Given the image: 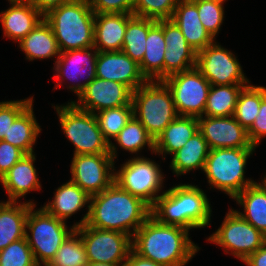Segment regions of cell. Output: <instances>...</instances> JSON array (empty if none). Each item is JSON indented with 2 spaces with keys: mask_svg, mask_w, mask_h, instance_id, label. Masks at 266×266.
<instances>
[{
  "mask_svg": "<svg viewBox=\"0 0 266 266\" xmlns=\"http://www.w3.org/2000/svg\"><path fill=\"white\" fill-rule=\"evenodd\" d=\"M151 207L113 182L107 189L90 197L86 224L102 230H115L131 238L151 215Z\"/></svg>",
  "mask_w": 266,
  "mask_h": 266,
  "instance_id": "obj_1",
  "label": "cell"
},
{
  "mask_svg": "<svg viewBox=\"0 0 266 266\" xmlns=\"http://www.w3.org/2000/svg\"><path fill=\"white\" fill-rule=\"evenodd\" d=\"M132 249L163 266H185L199 251L189 230L158 222L151 215L132 237Z\"/></svg>",
  "mask_w": 266,
  "mask_h": 266,
  "instance_id": "obj_2",
  "label": "cell"
},
{
  "mask_svg": "<svg viewBox=\"0 0 266 266\" xmlns=\"http://www.w3.org/2000/svg\"><path fill=\"white\" fill-rule=\"evenodd\" d=\"M197 185L177 184L163 191L151 206V216L158 222L184 227L204 228L211 220V205Z\"/></svg>",
  "mask_w": 266,
  "mask_h": 266,
  "instance_id": "obj_3",
  "label": "cell"
},
{
  "mask_svg": "<svg viewBox=\"0 0 266 266\" xmlns=\"http://www.w3.org/2000/svg\"><path fill=\"white\" fill-rule=\"evenodd\" d=\"M57 40L60 52L94 45L95 13L88 0H74L44 15Z\"/></svg>",
  "mask_w": 266,
  "mask_h": 266,
  "instance_id": "obj_4",
  "label": "cell"
},
{
  "mask_svg": "<svg viewBox=\"0 0 266 266\" xmlns=\"http://www.w3.org/2000/svg\"><path fill=\"white\" fill-rule=\"evenodd\" d=\"M133 116L154 139L179 115L172 93L163 81H147L132 92Z\"/></svg>",
  "mask_w": 266,
  "mask_h": 266,
  "instance_id": "obj_5",
  "label": "cell"
},
{
  "mask_svg": "<svg viewBox=\"0 0 266 266\" xmlns=\"http://www.w3.org/2000/svg\"><path fill=\"white\" fill-rule=\"evenodd\" d=\"M256 148H219L210 149L204 173L211 188H216L234 199L246 187L256 181L245 180L248 158Z\"/></svg>",
  "mask_w": 266,
  "mask_h": 266,
  "instance_id": "obj_6",
  "label": "cell"
},
{
  "mask_svg": "<svg viewBox=\"0 0 266 266\" xmlns=\"http://www.w3.org/2000/svg\"><path fill=\"white\" fill-rule=\"evenodd\" d=\"M55 108L63 133L75 146L74 155L110 154L95 114L77 108L72 102Z\"/></svg>",
  "mask_w": 266,
  "mask_h": 266,
  "instance_id": "obj_7",
  "label": "cell"
},
{
  "mask_svg": "<svg viewBox=\"0 0 266 266\" xmlns=\"http://www.w3.org/2000/svg\"><path fill=\"white\" fill-rule=\"evenodd\" d=\"M35 207L36 204L29 209L25 237L37 265L48 266L63 242L76 228L70 226L72 228L68 229L66 222L49 214L43 207L38 210Z\"/></svg>",
  "mask_w": 266,
  "mask_h": 266,
  "instance_id": "obj_8",
  "label": "cell"
},
{
  "mask_svg": "<svg viewBox=\"0 0 266 266\" xmlns=\"http://www.w3.org/2000/svg\"><path fill=\"white\" fill-rule=\"evenodd\" d=\"M164 178L160 165L154 160L136 156L123 163L117 172L115 170L114 182L151 207L160 196Z\"/></svg>",
  "mask_w": 266,
  "mask_h": 266,
  "instance_id": "obj_9",
  "label": "cell"
},
{
  "mask_svg": "<svg viewBox=\"0 0 266 266\" xmlns=\"http://www.w3.org/2000/svg\"><path fill=\"white\" fill-rule=\"evenodd\" d=\"M242 262L266 243V236L244 220L234 209H229L221 226L208 237Z\"/></svg>",
  "mask_w": 266,
  "mask_h": 266,
  "instance_id": "obj_10",
  "label": "cell"
},
{
  "mask_svg": "<svg viewBox=\"0 0 266 266\" xmlns=\"http://www.w3.org/2000/svg\"><path fill=\"white\" fill-rule=\"evenodd\" d=\"M163 82L172 93L179 116H203L211 84L196 67L173 74Z\"/></svg>",
  "mask_w": 266,
  "mask_h": 266,
  "instance_id": "obj_11",
  "label": "cell"
},
{
  "mask_svg": "<svg viewBox=\"0 0 266 266\" xmlns=\"http://www.w3.org/2000/svg\"><path fill=\"white\" fill-rule=\"evenodd\" d=\"M81 236L89 262L123 264L132 249V238L123 232L87 224L75 229Z\"/></svg>",
  "mask_w": 266,
  "mask_h": 266,
  "instance_id": "obj_12",
  "label": "cell"
},
{
  "mask_svg": "<svg viewBox=\"0 0 266 266\" xmlns=\"http://www.w3.org/2000/svg\"><path fill=\"white\" fill-rule=\"evenodd\" d=\"M197 70L211 85L249 84L237 57L216 41L196 54Z\"/></svg>",
  "mask_w": 266,
  "mask_h": 266,
  "instance_id": "obj_13",
  "label": "cell"
},
{
  "mask_svg": "<svg viewBox=\"0 0 266 266\" xmlns=\"http://www.w3.org/2000/svg\"><path fill=\"white\" fill-rule=\"evenodd\" d=\"M114 163L111 154L73 155L70 180L89 196L99 194L114 182Z\"/></svg>",
  "mask_w": 266,
  "mask_h": 266,
  "instance_id": "obj_14",
  "label": "cell"
},
{
  "mask_svg": "<svg viewBox=\"0 0 266 266\" xmlns=\"http://www.w3.org/2000/svg\"><path fill=\"white\" fill-rule=\"evenodd\" d=\"M97 57L98 51L94 47L61 52L58 59L54 61L53 69L56 72L54 78L57 80L55 88L61 87V83L65 79L75 80L76 82L78 79L80 80V78L86 76V82L83 81L81 83V81H78L76 84H68L67 89L69 88L78 96L85 86L96 78Z\"/></svg>",
  "mask_w": 266,
  "mask_h": 266,
  "instance_id": "obj_15",
  "label": "cell"
},
{
  "mask_svg": "<svg viewBox=\"0 0 266 266\" xmlns=\"http://www.w3.org/2000/svg\"><path fill=\"white\" fill-rule=\"evenodd\" d=\"M77 100L71 102L77 108L95 114L104 109L129 105L132 101V91L122 83L96 77L85 86Z\"/></svg>",
  "mask_w": 266,
  "mask_h": 266,
  "instance_id": "obj_16",
  "label": "cell"
},
{
  "mask_svg": "<svg viewBox=\"0 0 266 266\" xmlns=\"http://www.w3.org/2000/svg\"><path fill=\"white\" fill-rule=\"evenodd\" d=\"M198 130L206 139L210 149L256 148L248 137L247 130L234 116L198 118Z\"/></svg>",
  "mask_w": 266,
  "mask_h": 266,
  "instance_id": "obj_17",
  "label": "cell"
},
{
  "mask_svg": "<svg viewBox=\"0 0 266 266\" xmlns=\"http://www.w3.org/2000/svg\"><path fill=\"white\" fill-rule=\"evenodd\" d=\"M96 77L122 83L132 92L148 81L139 64L123 51L98 52Z\"/></svg>",
  "mask_w": 266,
  "mask_h": 266,
  "instance_id": "obj_18",
  "label": "cell"
},
{
  "mask_svg": "<svg viewBox=\"0 0 266 266\" xmlns=\"http://www.w3.org/2000/svg\"><path fill=\"white\" fill-rule=\"evenodd\" d=\"M163 35L166 44L164 79L195 68L197 52L187 43L181 30L171 19H163Z\"/></svg>",
  "mask_w": 266,
  "mask_h": 266,
  "instance_id": "obj_19",
  "label": "cell"
},
{
  "mask_svg": "<svg viewBox=\"0 0 266 266\" xmlns=\"http://www.w3.org/2000/svg\"><path fill=\"white\" fill-rule=\"evenodd\" d=\"M8 1L11 7L1 11L0 23L4 37L19 42L44 19V15L28 0Z\"/></svg>",
  "mask_w": 266,
  "mask_h": 266,
  "instance_id": "obj_20",
  "label": "cell"
},
{
  "mask_svg": "<svg viewBox=\"0 0 266 266\" xmlns=\"http://www.w3.org/2000/svg\"><path fill=\"white\" fill-rule=\"evenodd\" d=\"M54 193V198L51 201L46 202L42 206L49 214L66 222L68 218L86 207L87 212L84 217L73 224L74 228L81 227L86 224L89 215L90 197L85 191H83L77 184L71 180L58 187Z\"/></svg>",
  "mask_w": 266,
  "mask_h": 266,
  "instance_id": "obj_21",
  "label": "cell"
},
{
  "mask_svg": "<svg viewBox=\"0 0 266 266\" xmlns=\"http://www.w3.org/2000/svg\"><path fill=\"white\" fill-rule=\"evenodd\" d=\"M133 14L95 13L94 45L98 52L122 51L127 22Z\"/></svg>",
  "mask_w": 266,
  "mask_h": 266,
  "instance_id": "obj_22",
  "label": "cell"
},
{
  "mask_svg": "<svg viewBox=\"0 0 266 266\" xmlns=\"http://www.w3.org/2000/svg\"><path fill=\"white\" fill-rule=\"evenodd\" d=\"M35 153L25 154L1 179L8 201H15L30 191H38L41 184L34 166Z\"/></svg>",
  "mask_w": 266,
  "mask_h": 266,
  "instance_id": "obj_23",
  "label": "cell"
},
{
  "mask_svg": "<svg viewBox=\"0 0 266 266\" xmlns=\"http://www.w3.org/2000/svg\"><path fill=\"white\" fill-rule=\"evenodd\" d=\"M171 20L179 27L187 43L196 52L215 42L202 25L197 5L192 0H179Z\"/></svg>",
  "mask_w": 266,
  "mask_h": 266,
  "instance_id": "obj_24",
  "label": "cell"
},
{
  "mask_svg": "<svg viewBox=\"0 0 266 266\" xmlns=\"http://www.w3.org/2000/svg\"><path fill=\"white\" fill-rule=\"evenodd\" d=\"M18 201H0V251L26 235L28 212L35 203Z\"/></svg>",
  "mask_w": 266,
  "mask_h": 266,
  "instance_id": "obj_25",
  "label": "cell"
},
{
  "mask_svg": "<svg viewBox=\"0 0 266 266\" xmlns=\"http://www.w3.org/2000/svg\"><path fill=\"white\" fill-rule=\"evenodd\" d=\"M166 52L165 38L163 35V19L148 31L146 50L139 64L141 73L148 81L164 80V54Z\"/></svg>",
  "mask_w": 266,
  "mask_h": 266,
  "instance_id": "obj_26",
  "label": "cell"
},
{
  "mask_svg": "<svg viewBox=\"0 0 266 266\" xmlns=\"http://www.w3.org/2000/svg\"><path fill=\"white\" fill-rule=\"evenodd\" d=\"M198 131V118L178 116L155 140V153L164 155L174 154Z\"/></svg>",
  "mask_w": 266,
  "mask_h": 266,
  "instance_id": "obj_27",
  "label": "cell"
},
{
  "mask_svg": "<svg viewBox=\"0 0 266 266\" xmlns=\"http://www.w3.org/2000/svg\"><path fill=\"white\" fill-rule=\"evenodd\" d=\"M210 148L206 139L198 130L187 140L182 148L176 151L170 162V168L175 176L187 174L195 169L204 170Z\"/></svg>",
  "mask_w": 266,
  "mask_h": 266,
  "instance_id": "obj_28",
  "label": "cell"
},
{
  "mask_svg": "<svg viewBox=\"0 0 266 266\" xmlns=\"http://www.w3.org/2000/svg\"><path fill=\"white\" fill-rule=\"evenodd\" d=\"M244 213L235 210L244 220L266 236V186L255 182L246 187L235 198Z\"/></svg>",
  "mask_w": 266,
  "mask_h": 266,
  "instance_id": "obj_29",
  "label": "cell"
},
{
  "mask_svg": "<svg viewBox=\"0 0 266 266\" xmlns=\"http://www.w3.org/2000/svg\"><path fill=\"white\" fill-rule=\"evenodd\" d=\"M19 47L29 61L54 56L58 59L61 53L54 32L45 19L19 41Z\"/></svg>",
  "mask_w": 266,
  "mask_h": 266,
  "instance_id": "obj_30",
  "label": "cell"
},
{
  "mask_svg": "<svg viewBox=\"0 0 266 266\" xmlns=\"http://www.w3.org/2000/svg\"><path fill=\"white\" fill-rule=\"evenodd\" d=\"M33 112V102L14 120L11 124L8 135L4 141L21 149L25 154L34 153L33 145L36 143L41 126L36 121Z\"/></svg>",
  "mask_w": 266,
  "mask_h": 266,
  "instance_id": "obj_31",
  "label": "cell"
},
{
  "mask_svg": "<svg viewBox=\"0 0 266 266\" xmlns=\"http://www.w3.org/2000/svg\"><path fill=\"white\" fill-rule=\"evenodd\" d=\"M244 86L247 85H211L203 115L207 117L233 116L238 95Z\"/></svg>",
  "mask_w": 266,
  "mask_h": 266,
  "instance_id": "obj_32",
  "label": "cell"
},
{
  "mask_svg": "<svg viewBox=\"0 0 266 266\" xmlns=\"http://www.w3.org/2000/svg\"><path fill=\"white\" fill-rule=\"evenodd\" d=\"M157 20L133 16L128 22L124 35L122 51L140 64L146 50L148 31Z\"/></svg>",
  "mask_w": 266,
  "mask_h": 266,
  "instance_id": "obj_33",
  "label": "cell"
},
{
  "mask_svg": "<svg viewBox=\"0 0 266 266\" xmlns=\"http://www.w3.org/2000/svg\"><path fill=\"white\" fill-rule=\"evenodd\" d=\"M95 116L104 138L110 144V154L115 160L117 158V148L110 141V138L114 139L133 117L132 102L122 107L101 110L95 113Z\"/></svg>",
  "mask_w": 266,
  "mask_h": 266,
  "instance_id": "obj_34",
  "label": "cell"
},
{
  "mask_svg": "<svg viewBox=\"0 0 266 266\" xmlns=\"http://www.w3.org/2000/svg\"><path fill=\"white\" fill-rule=\"evenodd\" d=\"M114 141L118 143L120 148L129 151L130 154L138 153L145 146H148L150 151L155 153L154 139L134 116L114 138Z\"/></svg>",
  "mask_w": 266,
  "mask_h": 266,
  "instance_id": "obj_35",
  "label": "cell"
},
{
  "mask_svg": "<svg viewBox=\"0 0 266 266\" xmlns=\"http://www.w3.org/2000/svg\"><path fill=\"white\" fill-rule=\"evenodd\" d=\"M260 105L261 86L252 84L244 86L238 95L233 116L242 127L248 130L258 115Z\"/></svg>",
  "mask_w": 266,
  "mask_h": 266,
  "instance_id": "obj_36",
  "label": "cell"
},
{
  "mask_svg": "<svg viewBox=\"0 0 266 266\" xmlns=\"http://www.w3.org/2000/svg\"><path fill=\"white\" fill-rule=\"evenodd\" d=\"M88 264L82 238L74 230L63 242L48 266H87Z\"/></svg>",
  "mask_w": 266,
  "mask_h": 266,
  "instance_id": "obj_37",
  "label": "cell"
},
{
  "mask_svg": "<svg viewBox=\"0 0 266 266\" xmlns=\"http://www.w3.org/2000/svg\"><path fill=\"white\" fill-rule=\"evenodd\" d=\"M197 5L199 19L214 38L217 37L220 27L224 21L223 2L218 0H192Z\"/></svg>",
  "mask_w": 266,
  "mask_h": 266,
  "instance_id": "obj_38",
  "label": "cell"
},
{
  "mask_svg": "<svg viewBox=\"0 0 266 266\" xmlns=\"http://www.w3.org/2000/svg\"><path fill=\"white\" fill-rule=\"evenodd\" d=\"M179 0H134L133 15L154 20L171 19Z\"/></svg>",
  "mask_w": 266,
  "mask_h": 266,
  "instance_id": "obj_39",
  "label": "cell"
},
{
  "mask_svg": "<svg viewBox=\"0 0 266 266\" xmlns=\"http://www.w3.org/2000/svg\"><path fill=\"white\" fill-rule=\"evenodd\" d=\"M0 266H38L26 237L0 251Z\"/></svg>",
  "mask_w": 266,
  "mask_h": 266,
  "instance_id": "obj_40",
  "label": "cell"
},
{
  "mask_svg": "<svg viewBox=\"0 0 266 266\" xmlns=\"http://www.w3.org/2000/svg\"><path fill=\"white\" fill-rule=\"evenodd\" d=\"M33 102L32 98L0 102V140L8 135L14 120Z\"/></svg>",
  "mask_w": 266,
  "mask_h": 266,
  "instance_id": "obj_41",
  "label": "cell"
},
{
  "mask_svg": "<svg viewBox=\"0 0 266 266\" xmlns=\"http://www.w3.org/2000/svg\"><path fill=\"white\" fill-rule=\"evenodd\" d=\"M250 142L258 146L266 137V87L261 86V105L252 126L247 130Z\"/></svg>",
  "mask_w": 266,
  "mask_h": 266,
  "instance_id": "obj_42",
  "label": "cell"
},
{
  "mask_svg": "<svg viewBox=\"0 0 266 266\" xmlns=\"http://www.w3.org/2000/svg\"><path fill=\"white\" fill-rule=\"evenodd\" d=\"M94 13L133 14L134 0H88Z\"/></svg>",
  "mask_w": 266,
  "mask_h": 266,
  "instance_id": "obj_43",
  "label": "cell"
},
{
  "mask_svg": "<svg viewBox=\"0 0 266 266\" xmlns=\"http://www.w3.org/2000/svg\"><path fill=\"white\" fill-rule=\"evenodd\" d=\"M25 155V153L11 145L0 140V179Z\"/></svg>",
  "mask_w": 266,
  "mask_h": 266,
  "instance_id": "obj_44",
  "label": "cell"
},
{
  "mask_svg": "<svg viewBox=\"0 0 266 266\" xmlns=\"http://www.w3.org/2000/svg\"><path fill=\"white\" fill-rule=\"evenodd\" d=\"M122 266H163L162 264L156 263L150 259L144 258L137 254L133 249L130 250L126 260Z\"/></svg>",
  "mask_w": 266,
  "mask_h": 266,
  "instance_id": "obj_45",
  "label": "cell"
},
{
  "mask_svg": "<svg viewBox=\"0 0 266 266\" xmlns=\"http://www.w3.org/2000/svg\"><path fill=\"white\" fill-rule=\"evenodd\" d=\"M39 12L45 15L51 9L74 0H28Z\"/></svg>",
  "mask_w": 266,
  "mask_h": 266,
  "instance_id": "obj_46",
  "label": "cell"
},
{
  "mask_svg": "<svg viewBox=\"0 0 266 266\" xmlns=\"http://www.w3.org/2000/svg\"><path fill=\"white\" fill-rule=\"evenodd\" d=\"M247 266H266V243L244 261Z\"/></svg>",
  "mask_w": 266,
  "mask_h": 266,
  "instance_id": "obj_47",
  "label": "cell"
},
{
  "mask_svg": "<svg viewBox=\"0 0 266 266\" xmlns=\"http://www.w3.org/2000/svg\"><path fill=\"white\" fill-rule=\"evenodd\" d=\"M87 266H122V264H109V263H95V262H89Z\"/></svg>",
  "mask_w": 266,
  "mask_h": 266,
  "instance_id": "obj_48",
  "label": "cell"
},
{
  "mask_svg": "<svg viewBox=\"0 0 266 266\" xmlns=\"http://www.w3.org/2000/svg\"><path fill=\"white\" fill-rule=\"evenodd\" d=\"M261 181L266 186V175L264 176V178Z\"/></svg>",
  "mask_w": 266,
  "mask_h": 266,
  "instance_id": "obj_49",
  "label": "cell"
}]
</instances>
